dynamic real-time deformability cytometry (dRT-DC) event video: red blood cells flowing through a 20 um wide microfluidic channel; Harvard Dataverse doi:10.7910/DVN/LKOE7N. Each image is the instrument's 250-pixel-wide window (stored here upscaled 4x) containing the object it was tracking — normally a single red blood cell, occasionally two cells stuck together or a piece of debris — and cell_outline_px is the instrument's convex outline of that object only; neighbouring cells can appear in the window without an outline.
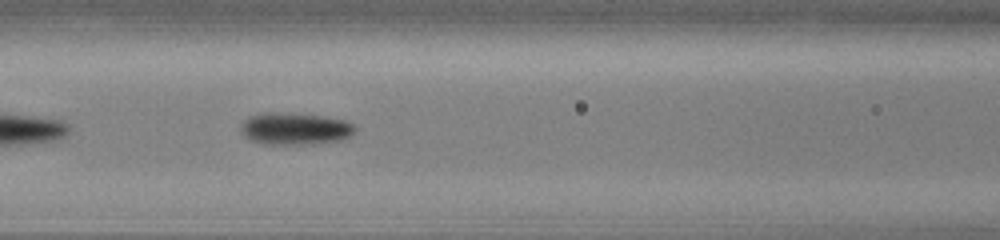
{"species": "common noctule bat (a hibernating species)", "species_latin": "Nyctalus noctula", "temperature_condition": "cold", "stored_images_in_passage": 17, "camera_frame_rate_fps": 3000, "um_per_image_px": 0.085, "animal": {"sex": "male", "body_mass_g": 13.0, "forearm_length_mm": 53.1}, "frame": {"image": 1, "passage_image": 8, "time_ms": 2.333, "image_size_px": [1000, 240], "cell_outline_px": [[356, 128], [348, 136], [340, 140], [308, 144], [264, 144], [252, 140], [244, 136], [240, 132], [240, 124], [248, 116], [268, 112], [272, 112], [320, 116], [344, 120], [352, 124]], "centroid_in_image_um": [25.0, 10.94], "position_along_channel_um": 141.6, "area_um2": 21.04}}
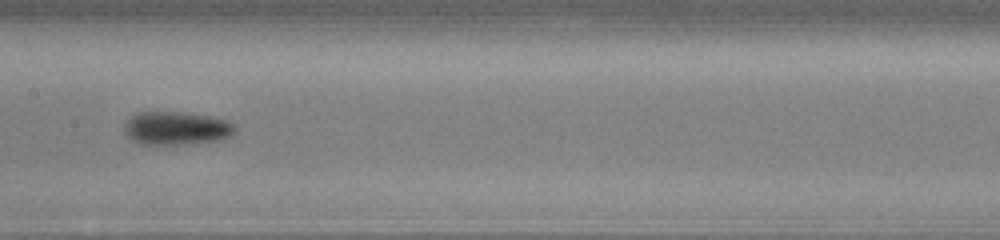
{"frame": {"image": 2, "passage_image": 12, "time_ms": 3.667, "image_size_px": [1000, 240], "cell_outline_px": [[236, 132], [220, 140], [176, 144], [140, 144], [132, 140], [124, 132], [124, 124], [136, 112], [180, 112], [208, 116], [224, 120], [236, 124]], "centroid_in_image_um": [14.97, 10.89], "position_along_channel_um": 192.4, "area_um2": 21.27}}
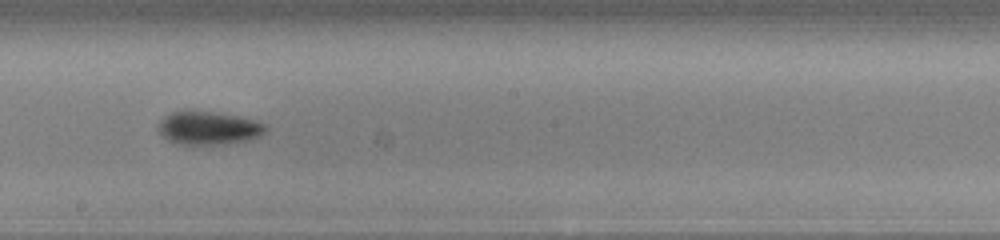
{"frame": {"image": 3, "passage_image": 15, "time_ms": 4.667, "image_size_px": [1000, 240], "cell_outline_px": [[268, 128], [260, 136], [248, 140], [224, 144], [180, 144], [168, 140], [156, 128], [160, 120], [164, 116], [172, 112], [216, 112], [236, 116], [268, 124]], "centroid_in_image_um": [17.74, 10.89], "position_along_channel_um": 230.5, "area_um2": 20.52}}